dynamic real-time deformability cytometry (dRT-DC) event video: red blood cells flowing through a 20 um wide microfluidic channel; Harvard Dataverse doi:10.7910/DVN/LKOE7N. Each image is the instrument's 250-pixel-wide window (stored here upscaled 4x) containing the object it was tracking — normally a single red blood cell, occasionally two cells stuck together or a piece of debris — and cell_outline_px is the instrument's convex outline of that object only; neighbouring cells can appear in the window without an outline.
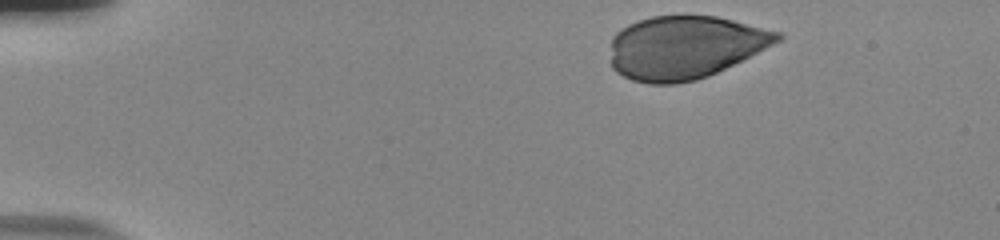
{"species": "human", "species_latin": "Homo sapiens", "temperature_condition": "room temperature", "stored_images_in_passage": 38, "camera_frame_rate_fps": 3000, "um_per_image_px": 0.085, "donor": {"sex": "male"}, "frame": {"image": 1, "passage_image": 1, "time_ms": 0.0, "image_size_px": [1000, 240], "cell_outline_px": [[784, 36], [780, 40], [708, 76], [696, 80], [676, 84], [648, 84], [632, 80], [616, 72], [612, 68], [612, 36], [620, 28], [628, 24], [652, 16], [716, 16], [780, 32]], "centroid_in_image_um": [58.16, 4.03], "position_along_channel_um": 26.8, "area_um2": 60.86}}